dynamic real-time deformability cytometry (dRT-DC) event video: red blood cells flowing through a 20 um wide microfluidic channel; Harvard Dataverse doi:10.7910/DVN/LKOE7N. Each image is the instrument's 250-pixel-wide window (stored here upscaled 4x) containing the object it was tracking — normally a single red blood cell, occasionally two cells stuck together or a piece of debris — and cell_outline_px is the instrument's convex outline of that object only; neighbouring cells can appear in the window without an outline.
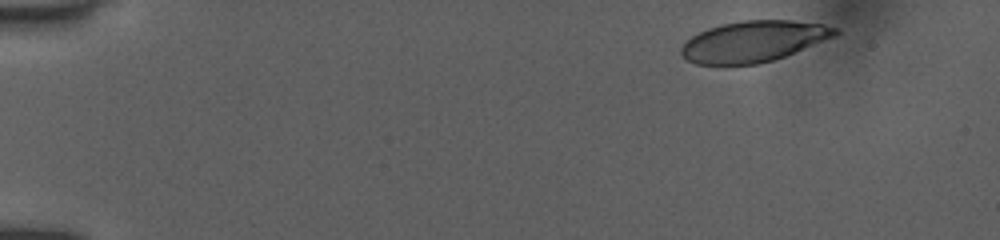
{"species": "human", "species_latin": "Homo sapiens", "temperature_condition": "room temperature", "stored_images_in_passage": 41, "camera_frame_rate_fps": 3000, "um_per_image_px": 0.085, "donor": {"sex": "female"}, "frame": {"image": 1, "passage_image": 1, "time_ms": 0.0, "image_size_px": [1000, 240], "cell_outline_px": [[840, 32], [836, 36], [784, 56], [772, 60], [756, 64], [696, 64], [688, 60], [680, 52], [680, 48], [692, 36], [708, 28], [720, 24], [744, 20], [792, 20], [820, 24], [840, 28]], "centroid_in_image_um": [64.07, 3.5], "position_along_channel_um": 20.9, "area_um2": 36.47}}
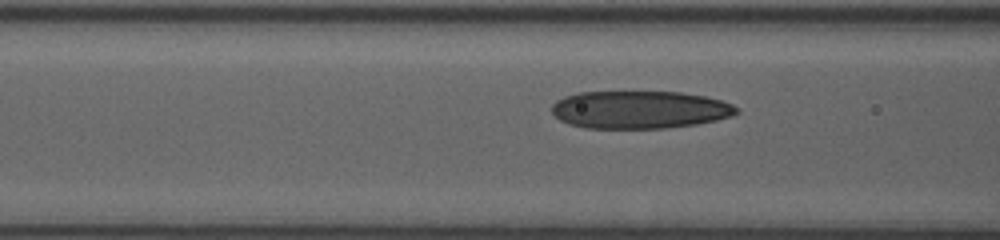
{"frame": {"image": 2, "passage_image": 29, "time_ms": 5.333, "image_size_px": [1000, 240], "cell_outline_px": [[740, 112], [732, 116], [716, 120], [696, 124], [664, 128], [588, 128], [568, 124], [560, 120], [552, 112], [552, 104], [556, 100], [564, 96], [580, 92], [680, 92], [704, 96], [720, 100], [732, 104]], "centroid_in_image_um": [54.35, 9.32], "position_along_channel_um": 112.2, "area_um2": 40.58}}
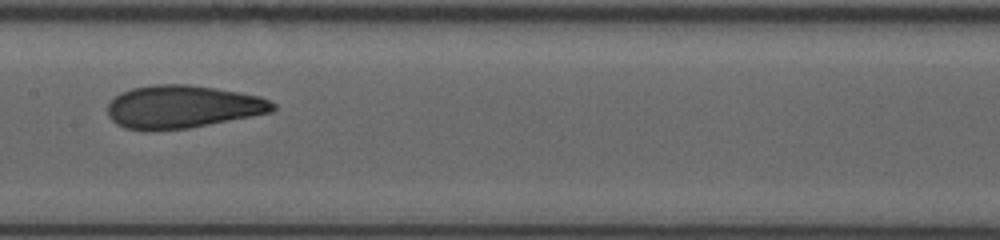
{"frame": {"image": 3, "passage_image": 40, "time_ms": 7.333, "image_size_px": [1000, 240], "cell_outline_px": [[276, 108], [272, 112], [188, 128], [148, 132], [124, 128], [116, 124], [108, 116], [108, 104], [120, 92], [132, 88], [156, 84], [188, 84], [216, 88], [240, 92], [260, 96], [276, 104]], "centroid_in_image_um": [15.49, 9.08], "position_along_channel_um": 191.9, "area_um2": 41.56}}